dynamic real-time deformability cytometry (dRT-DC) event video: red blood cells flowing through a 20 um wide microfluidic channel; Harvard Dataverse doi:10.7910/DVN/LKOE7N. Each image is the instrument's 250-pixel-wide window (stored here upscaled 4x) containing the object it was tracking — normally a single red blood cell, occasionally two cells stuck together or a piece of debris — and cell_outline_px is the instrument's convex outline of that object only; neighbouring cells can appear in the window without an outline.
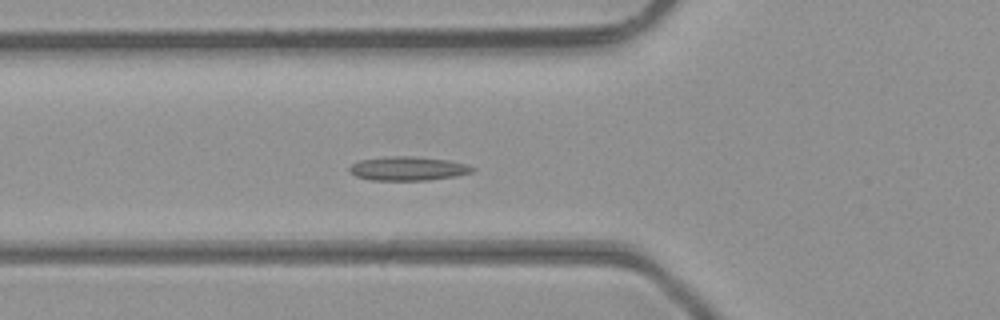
{"species": "common noctule bat (a hibernating species)", "species_latin": "Nyctalus noctula", "temperature_condition": "room temperature", "stored_images_in_passage": 39, "camera_frame_rate_fps": 3000, "um_per_image_px": 0.085, "animal": {"sex": "male", "body_mass_g": 23.1, "forearm_length_mm": 52.7}, "frame": {"image": 1, "passage_image": 17, "time_ms": 5.333, "image_size_px": [1000, 320], "cell_outline_px": [[476, 168], [472, 172], [456, 176], [428, 180], [372, 180], [356, 176], [348, 172], [348, 168], [352, 164], [360, 160], [392, 156], [408, 156], [448, 160], [464, 164]], "centroid_in_image_um": [34.65, 14.33], "position_along_channel_um": 91.2, "area_um2": 16.99}}
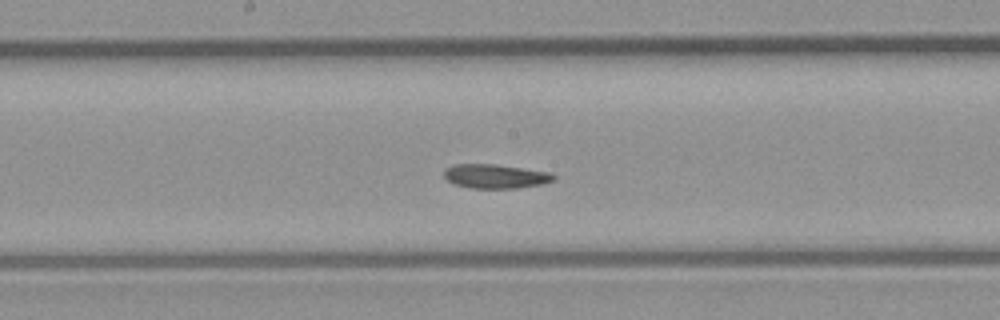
{"frame": {"image": 2, "passage_image": 25, "time_ms": 8.0, "image_size_px": [1000, 320], "cell_outline_px": [[556, 180], [544, 184], [516, 188], [472, 188], [456, 184], [448, 180], [444, 176], [444, 168], [452, 164], [496, 164], [548, 172], [556, 176]], "centroid_in_image_um": [42.12, 14.98], "position_along_channel_um": 206.1, "area_um2": 15.43}}
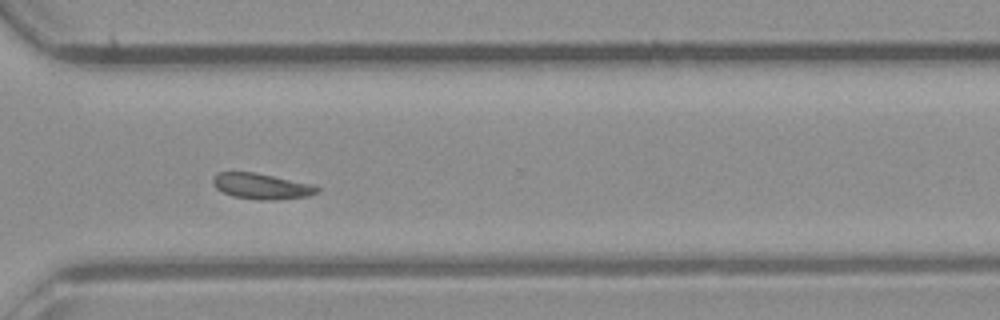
{"frame": {"image": 3, "passage_image": 35, "time_ms": 11.333, "image_size_px": [1000, 320], "cell_outline_px": [[320, 192], [308, 196], [276, 200], [260, 200], [232, 196], [216, 188], [212, 184], [212, 176], [216, 172], [252, 172], [316, 184], [320, 188]], "centroid_in_image_um": [22.26, 15.83], "position_along_channel_um": 348.3, "area_um2": 15.9}, "authors_computed_cell_mechanics": {"area_um2": 16.762, "velocity_mm_per_s": 4.2776, "shape_relaxation_time_tau1_ms": null, "shape_relaxation_time_tau2_ms": 3.477, "deformation_change_tau1": null, "deformation_change_tau2": 0.0744}}